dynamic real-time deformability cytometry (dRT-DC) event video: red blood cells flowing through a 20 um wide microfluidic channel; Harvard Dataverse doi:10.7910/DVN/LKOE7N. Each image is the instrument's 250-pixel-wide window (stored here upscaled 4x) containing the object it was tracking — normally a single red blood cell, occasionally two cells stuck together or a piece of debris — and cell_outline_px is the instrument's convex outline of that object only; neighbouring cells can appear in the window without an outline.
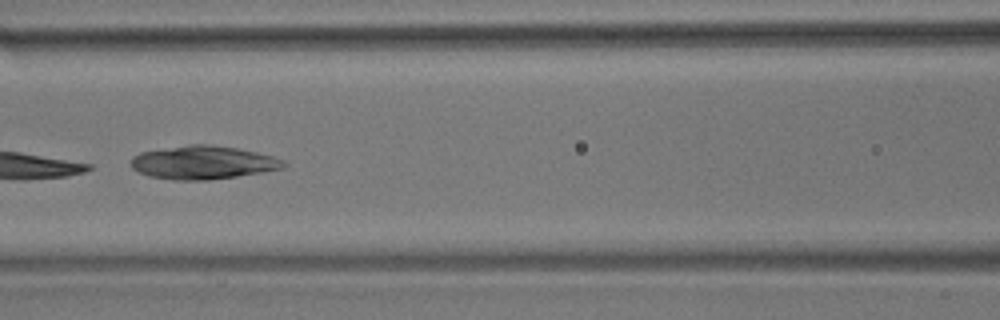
{"species": "common noctule bat (a hibernating species)", "species_latin": "Nyctalus noctula", "temperature_condition": "room temperature", "stored_images_in_passage": 8, "camera_frame_rate_fps": 3000, "um_per_image_px": 0.085, "animal": {"sex": "male", "body_mass_g": 17.9}, "frame": {"image": 1, "passage_image": 4, "time_ms": 1.0, "image_size_px": [1000, 320], "cell_outline_px": [[288, 164], [284, 168], [264, 172], [208, 180], [172, 180], [148, 176], [132, 168], [128, 164], [132, 156], [140, 152], [192, 144], [204, 144], [236, 148], [256, 152], [272, 156], [284, 160]], "centroid_in_image_um": [17.24, 13.82], "position_along_channel_um": 149.4, "area_um2": 29.71}}
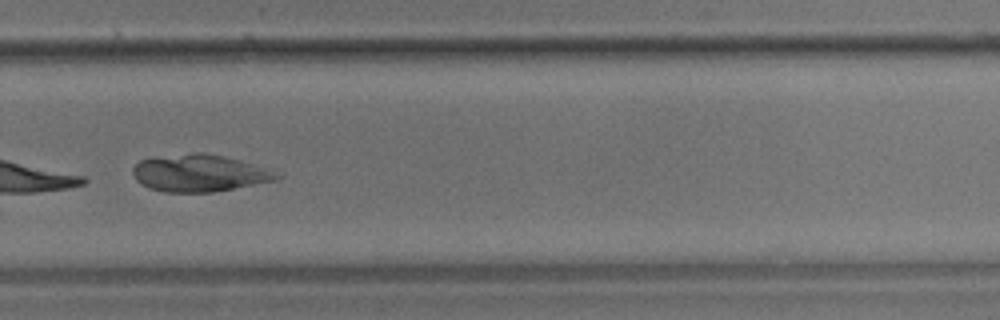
{"frame": {"image": 2, "passage_image": 8, "time_ms": 2.333, "image_size_px": [1000, 320], "cell_outline_px": [[284, 176], [276, 180], [212, 192], [164, 192], [148, 188], [140, 184], [136, 180], [132, 172], [132, 168], [140, 160], [152, 156], [196, 152], [200, 152], [224, 156], [240, 160], [264, 168]], "centroid_in_image_um": [16.87, 14.7], "position_along_channel_um": 312.9, "area_um2": 31.15}}